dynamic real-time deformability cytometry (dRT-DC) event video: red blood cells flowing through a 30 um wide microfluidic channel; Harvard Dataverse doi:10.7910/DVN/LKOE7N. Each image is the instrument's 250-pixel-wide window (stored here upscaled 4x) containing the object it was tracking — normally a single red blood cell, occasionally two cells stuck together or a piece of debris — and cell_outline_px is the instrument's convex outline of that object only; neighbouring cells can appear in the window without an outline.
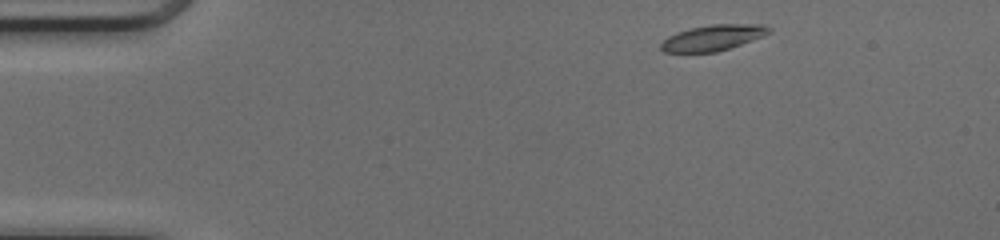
{"species": "common noctule bat (a hibernating species)", "species_latin": "Nyctalus noctula", "temperature_condition": "cold", "stored_images_in_passage": 43, "camera_frame_rate_fps": 3000, "um_per_image_px": 0.085, "animal": {"sex": "female", "body_mass_g": 17.0, "forearm_length_mm": 48.0}, "frame": {"image": 1, "passage_image": 1, "time_ms": 0.0, "image_size_px": [1000, 240], "cell_outline_px": [[772, 32], [764, 36], [716, 52], [664, 52], [660, 48], [660, 44], [668, 36], [692, 28], [712, 24], [764, 24], [772, 28]], "centroid_in_image_um": [60.65, 3.2], "position_along_channel_um": 24.4, "area_um2": 16.07}}
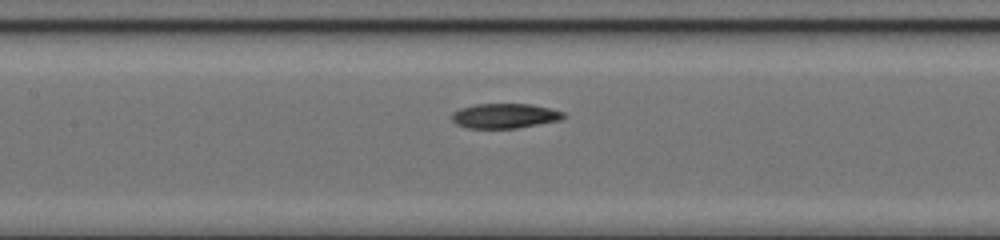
{"frame": {"image": 2, "passage_image": 17, "time_ms": 5.333, "image_size_px": [1000, 240], "cell_outline_px": [[564, 116], [560, 120], [516, 128], [468, 128], [456, 124], [452, 120], [452, 112], [460, 108], [476, 104], [532, 104], [564, 112]], "centroid_in_image_um": [42.87, 9.84], "position_along_channel_um": 164.5, "area_um2": 16.01}}
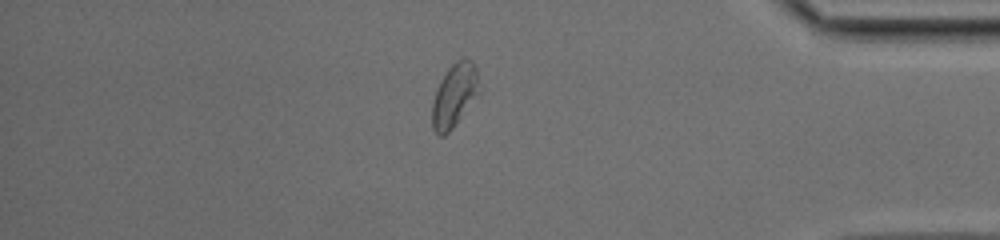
{"frame": {"image": 3, "passage_image": 36, "time_ms": 11.667, "image_size_px": [1000, 240], "cell_outline_px": [[484, 92], [452, 128], [444, 136], [440, 136], [432, 128], [432, 104], [436, 88], [440, 80], [448, 68], [456, 60], [464, 56], [472, 60], [476, 68]], "centroid_in_image_um": [38.7, 8.07], "position_along_channel_um": 396.5, "area_um2": 18.26}, "authors_computed_cell_mechanics": {"area_um2": 16.5308, "velocity_mm_per_s": 4.1648, "shape_relaxation_time_tau1_ms": null, "shape_relaxation_time_tau2_ms": 5.3202, "deformation_change_tau1": null, "deformation_change_tau2": 0.1038}}